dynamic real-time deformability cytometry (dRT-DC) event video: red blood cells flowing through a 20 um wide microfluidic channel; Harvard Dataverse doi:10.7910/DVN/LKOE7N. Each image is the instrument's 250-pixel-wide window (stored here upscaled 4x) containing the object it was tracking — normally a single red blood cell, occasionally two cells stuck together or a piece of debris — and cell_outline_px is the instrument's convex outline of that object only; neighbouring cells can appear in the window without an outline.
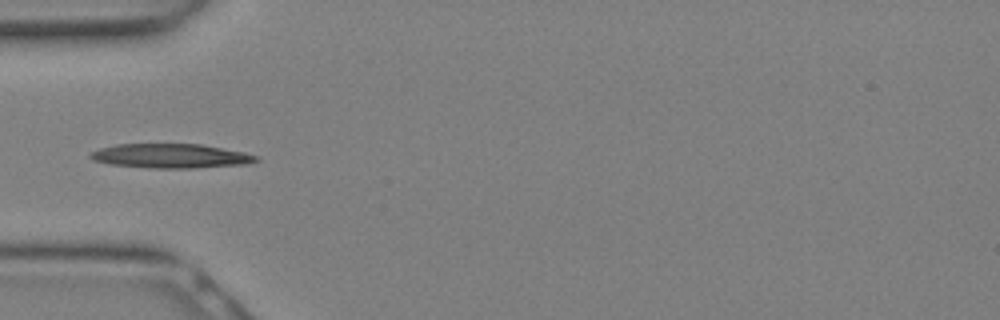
{"species": "Egyptian fruit bat (a non-hibernating species)", "species_latin": "Rousettus aegyptiacus", "temperature_condition": "warm", "stored_images_in_passage": 16, "camera_frame_rate_fps": 3000, "um_per_image_px": 0.085, "animal": {"sex": "female"}, "frame": {"image": 1, "passage_image": 8, "time_ms": 2.333, "image_size_px": [1000, 320], "cell_outline_px": [[260, 160], [248, 164], [192, 168], [148, 168], [112, 164], [92, 160], [88, 156], [92, 152], [100, 148], [116, 144], [200, 144], [244, 152], [256, 156]], "centroid_in_image_um": [14.51, 13.26], "position_along_channel_um": 70.5, "area_um2": 23.41}}
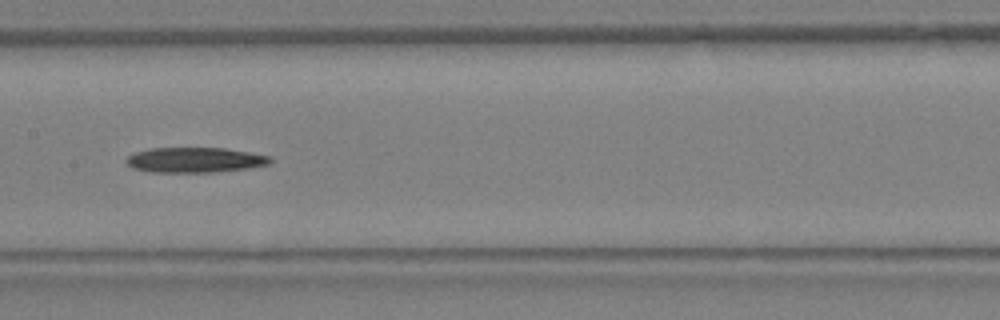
{"frame": {"image": 2, "passage_image": 13, "time_ms": 4.0, "image_size_px": [1000, 320], "cell_outline_px": [[272, 160], [268, 164], [248, 168], [212, 172], [152, 172], [132, 168], [124, 160], [128, 156], [136, 152], [152, 148], [224, 148], [272, 156]], "centroid_in_image_um": [16.56, 13.59], "position_along_channel_um": 190.8, "area_um2": 20.98}}
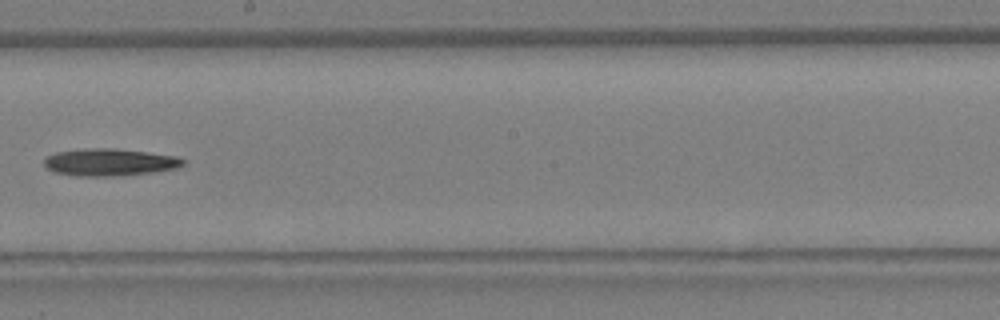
{"frame": {"image": 3, "passage_image": 15, "time_ms": 4.667, "image_size_px": [1000, 320], "cell_outline_px": [[188, 160], [184, 164], [176, 168], [156, 172], [116, 176], [76, 176], [56, 172], [48, 168], [44, 164], [44, 160], [48, 156], [56, 152], [92, 148], [112, 148], [148, 152], [176, 156]], "centroid_in_image_um": [9.38, 13.79], "position_along_channel_um": 238.8, "area_um2": 22.02}}